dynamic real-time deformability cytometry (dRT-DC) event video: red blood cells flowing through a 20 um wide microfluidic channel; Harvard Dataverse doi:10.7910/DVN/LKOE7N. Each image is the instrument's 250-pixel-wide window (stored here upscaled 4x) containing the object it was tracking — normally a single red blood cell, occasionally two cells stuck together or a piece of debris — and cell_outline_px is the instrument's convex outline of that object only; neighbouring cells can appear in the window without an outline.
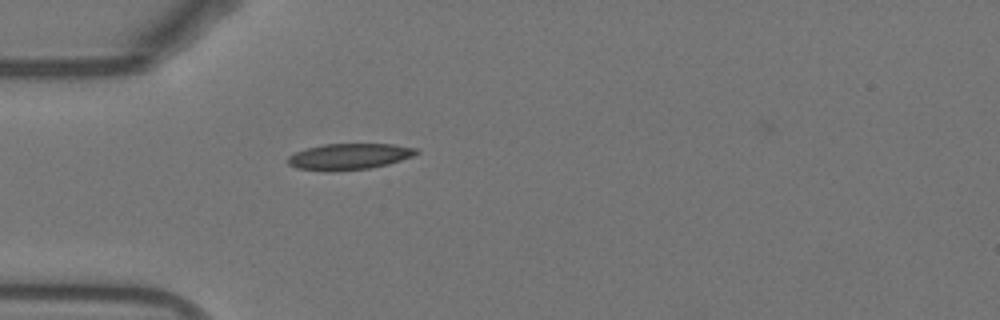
{"species": "Egyptian fruit bat (a non-hibernating species)", "species_latin": "Rousettus aegyptiacus", "temperature_condition": "warm", "stored_images_in_passage": 27, "camera_frame_rate_fps": 3000, "um_per_image_px": 0.085, "animal": {"sex": "female"}, "frame": {"image": 1, "passage_image": 1, "time_ms": 0.0, "image_size_px": [1000, 320], "cell_outline_px": [[420, 152], [412, 156], [388, 164], [368, 168], [296, 168], [288, 164], [288, 156], [296, 152], [308, 148], [324, 144], [392, 144], [416, 148]], "centroid_in_image_um": [29.75, 13.25], "position_along_channel_um": 55.3, "area_um2": 18.44}}
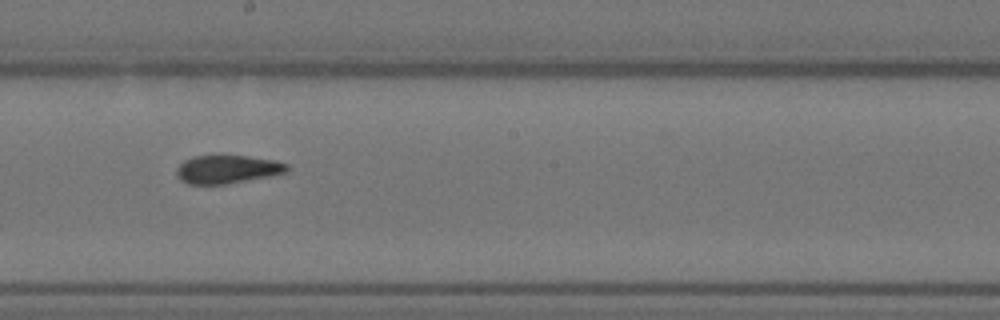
{"frame": {"image": 2, "passage_image": 15, "time_ms": 4.667, "image_size_px": [1000, 320], "cell_outline_px": [[292, 168], [288, 172], [272, 176], [228, 184], [188, 184], [180, 180], [176, 176], [176, 168], [184, 160], [192, 156], [212, 152], [248, 156], [276, 160], [288, 164]], "centroid_in_image_um": [19.33, 14.34], "position_along_channel_um": 228.9, "area_um2": 19.36}}
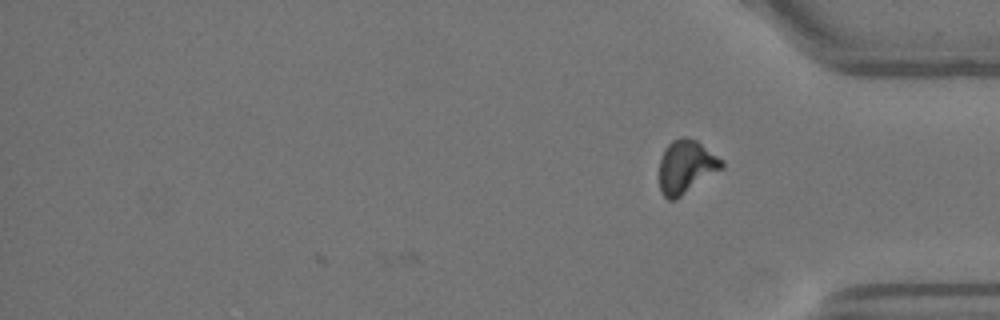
{"frame": {"image": 3, "passage_image": 27, "time_ms": 8.667, "image_size_px": [1000, 320], "cell_outline_px": [[724, 168], [676, 200], [668, 200], [660, 192], [660, 160], [664, 148], [672, 140], [680, 136], [684, 136], [696, 140], [724, 160]], "centroid_in_image_um": [58.33, 14.18], "position_along_channel_um": 376.9, "area_um2": 19.71}, "authors_computed_cell_mechanics": {"area_um2": 19.1318, "velocity_mm_per_s": 3.8413, "shape_relaxation_time_tau1_ms": null, "shape_relaxation_time_tau2_ms": 1.2582, "deformation_change_tau1": null, "deformation_change_tau2": 0.0886}}